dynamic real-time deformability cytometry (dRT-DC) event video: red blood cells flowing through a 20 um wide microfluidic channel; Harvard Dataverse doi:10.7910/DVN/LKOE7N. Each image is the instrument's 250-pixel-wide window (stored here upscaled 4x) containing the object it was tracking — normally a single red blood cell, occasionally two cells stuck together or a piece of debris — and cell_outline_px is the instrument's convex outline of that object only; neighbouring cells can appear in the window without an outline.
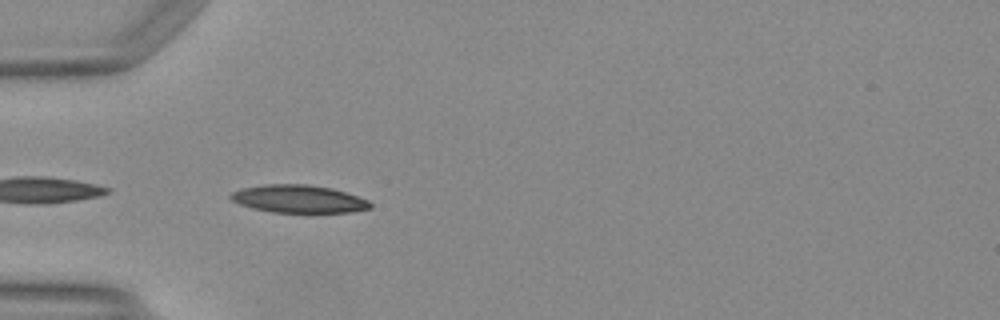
{"species": "Egyptian fruit bat (a non-hibernating species)", "species_latin": "Rousettus aegyptiacus", "temperature_condition": "warm", "stored_images_in_passage": 18, "camera_frame_rate_fps": 3000, "um_per_image_px": 0.085, "animal": {"sex": "female"}, "frame": {"image": 1, "passage_image": 1, "time_ms": 0.0, "image_size_px": [1000, 320], "cell_outline_px": [[372, 208], [352, 212], [272, 212], [252, 208], [240, 204], [232, 200], [228, 196], [232, 192], [240, 188], [264, 184], [308, 184], [332, 188], [368, 200], [372, 204]], "centroid_in_image_um": [25.36, 16.9], "position_along_channel_um": 59.6, "area_um2": 22.6}}